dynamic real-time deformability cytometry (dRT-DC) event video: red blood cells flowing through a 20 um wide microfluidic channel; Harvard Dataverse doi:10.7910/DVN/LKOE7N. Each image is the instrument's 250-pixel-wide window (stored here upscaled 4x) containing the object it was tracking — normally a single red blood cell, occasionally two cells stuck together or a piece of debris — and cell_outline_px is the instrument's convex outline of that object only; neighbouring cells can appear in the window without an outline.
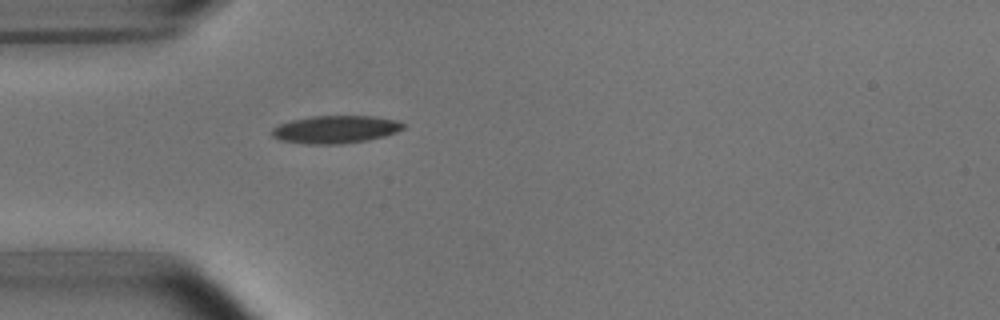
{"species": "common noctule bat (a hibernating species)", "species_latin": "Nyctalus noctula", "temperature_condition": "room temperature", "stored_images_in_passage": 1, "camera_frame_rate_fps": 3000, "um_per_image_px": 0.085, "animal": {"sex": "male", "body_mass_g": 15.6}, "frame": {"image": 1, "passage_image": 1, "time_ms": 0.0, "image_size_px": [1000, 320], "cell_outline_px": [[404, 128], [396, 132], [384, 136], [368, 140], [340, 144], [308, 144], [280, 140], [272, 136], [272, 128], [280, 124], [292, 120], [312, 116], [372, 116], [396, 120], [404, 124]], "centroid_in_image_um": [28.51, 11.0], "position_along_channel_um": 56.5, "area_um2": 21.1}}